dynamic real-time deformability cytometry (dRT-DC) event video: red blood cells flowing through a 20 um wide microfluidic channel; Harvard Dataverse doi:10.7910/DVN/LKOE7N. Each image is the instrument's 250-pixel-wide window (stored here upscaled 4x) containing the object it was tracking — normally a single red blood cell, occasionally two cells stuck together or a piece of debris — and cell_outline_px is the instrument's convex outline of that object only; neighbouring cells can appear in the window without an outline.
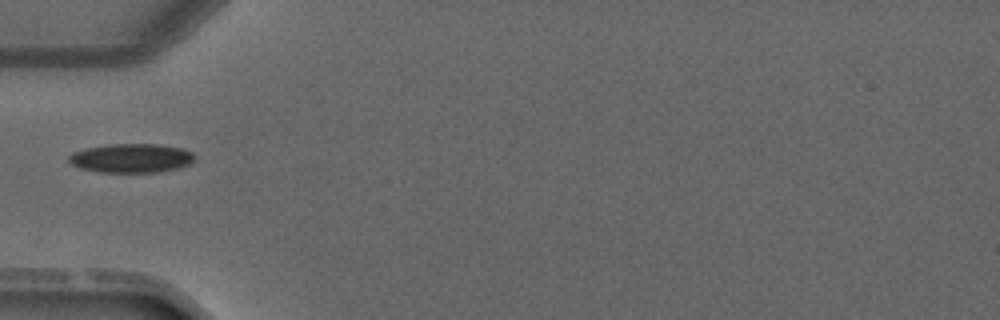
{"species": "common noctule bat (a hibernating species)", "species_latin": "Nyctalus noctula", "temperature_condition": "warm", "stored_images_in_passage": 5, "camera_frame_rate_fps": 3000, "um_per_image_px": 0.085, "animal": {"sex": "male", "forearm_length_mm": 52.5}, "frame": {"image": 1, "passage_image": 5, "time_ms": 4.667, "image_size_px": [1000, 320], "cell_outline_px": [[192, 160], [188, 164], [176, 168], [156, 172], [100, 172], [80, 168], [72, 164], [68, 160], [68, 156], [72, 152], [88, 148], [112, 144], [156, 144], [180, 148], [192, 152]], "centroid_in_image_um": [11.1, 13.44], "position_along_channel_um": 73.9, "area_um2": 20.87}}